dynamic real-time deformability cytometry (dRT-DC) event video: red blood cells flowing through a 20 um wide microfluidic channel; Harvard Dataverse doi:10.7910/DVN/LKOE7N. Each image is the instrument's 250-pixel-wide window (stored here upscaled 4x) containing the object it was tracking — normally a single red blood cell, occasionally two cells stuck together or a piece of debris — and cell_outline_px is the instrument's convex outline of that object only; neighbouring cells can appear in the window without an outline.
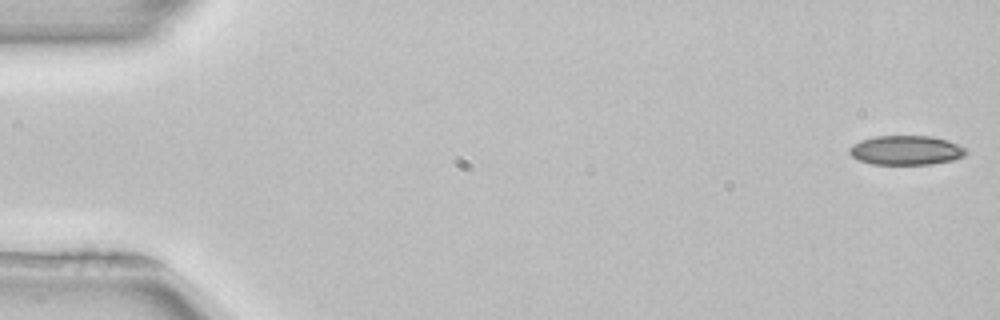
{"species": "common noctule bat (a hibernating species)", "species_latin": "Nyctalus noctula", "temperature_condition": "room temperature", "stored_images_in_passage": 24, "camera_frame_rate_fps": 3000, "um_per_image_px": 0.085, "animal": {"sex": "female", "body_mass_g": 22.7, "forearm_length_mm": 54.2}, "frame": {"image": 1, "passage_image": 1, "time_ms": 0.0, "image_size_px": [1000, 320], "cell_outline_px": [[968, 152], [964, 156], [952, 160], [932, 164], [872, 164], [860, 160], [852, 156], [848, 152], [848, 148], [852, 144], [860, 140], [876, 136], [932, 136], [948, 140], [964, 148]], "centroid_in_image_um": [76.99, 12.76], "position_along_channel_um": 8.0, "area_um2": 19.94}}
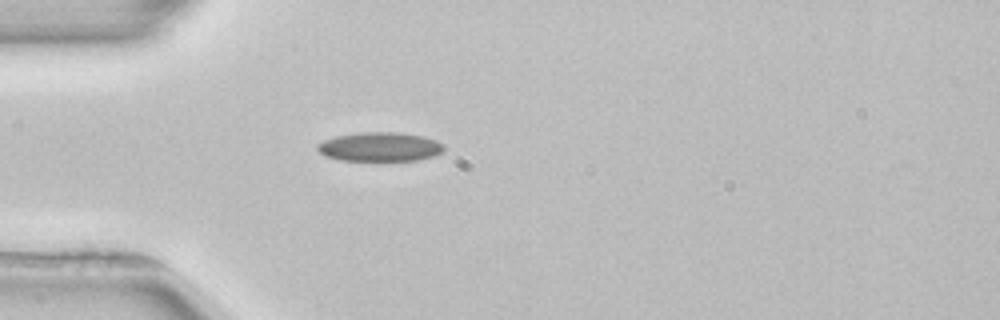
{"frame": {"image": 2, "passage_image": 15, "time_ms": 4.667, "image_size_px": [1000, 320], "cell_outline_px": [[444, 152], [432, 156], [416, 160], [340, 160], [324, 156], [316, 148], [316, 144], [324, 140], [336, 136], [360, 132], [400, 132], [424, 136], [436, 140], [444, 144]], "centroid_in_image_um": [32.29, 12.47], "position_along_channel_um": 52.7, "area_um2": 21.56}}
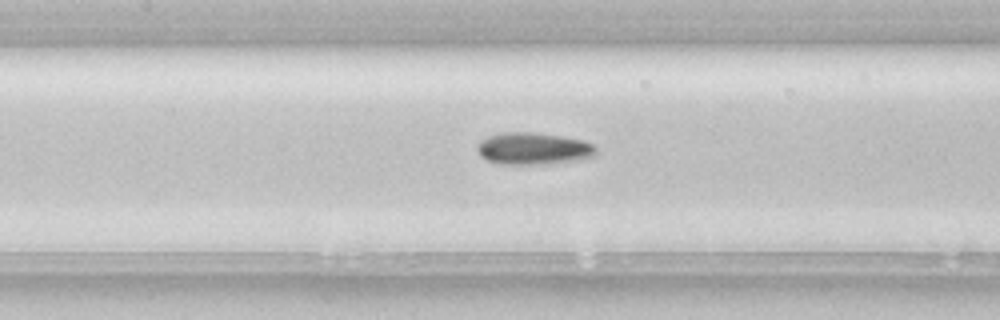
{"frame": {"image": 3, "passage_image": 24, "time_ms": 7.667, "image_size_px": [1000, 320], "cell_outline_px": [[596, 156], [580, 160], [548, 164], [500, 164], [488, 160], [480, 156], [476, 148], [476, 144], [480, 140], [488, 136], [504, 132], [532, 132], [560, 136], [580, 140], [592, 144], [596, 148]], "centroid_in_image_um": [45.31, 12.64], "position_along_channel_um": 162.1, "area_um2": 22.31}}